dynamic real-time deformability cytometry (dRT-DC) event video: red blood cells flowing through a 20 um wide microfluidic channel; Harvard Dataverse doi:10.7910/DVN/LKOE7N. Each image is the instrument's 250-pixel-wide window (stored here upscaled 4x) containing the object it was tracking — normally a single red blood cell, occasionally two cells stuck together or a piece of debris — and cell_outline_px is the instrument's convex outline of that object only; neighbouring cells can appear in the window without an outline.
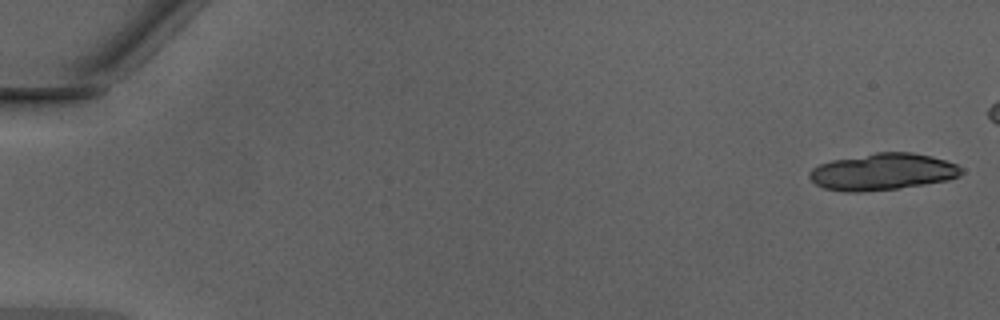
{"species": "Egyptian fruit bat (a non-hibernating species)", "species_latin": "Rousettus aegyptiacus", "temperature_condition": "warm", "stored_images_in_passage": 19, "camera_frame_rate_fps": 3000, "um_per_image_px": 0.085, "animal": {"sex": "male"}, "frame": {"image": 1, "passage_image": 1, "time_ms": 0.0, "image_size_px": [1000, 320], "cell_outline_px": [[964, 172], [960, 176], [948, 180], [924, 184], [896, 188], [860, 192], [844, 192], [824, 188], [816, 184], [808, 176], [808, 172], [812, 168], [820, 164], [832, 160], [876, 152], [912, 152], [932, 156], [956, 164]], "centroid_in_image_um": [75.01, 14.6], "position_along_channel_um": 10.0, "area_um2": 32.48}}